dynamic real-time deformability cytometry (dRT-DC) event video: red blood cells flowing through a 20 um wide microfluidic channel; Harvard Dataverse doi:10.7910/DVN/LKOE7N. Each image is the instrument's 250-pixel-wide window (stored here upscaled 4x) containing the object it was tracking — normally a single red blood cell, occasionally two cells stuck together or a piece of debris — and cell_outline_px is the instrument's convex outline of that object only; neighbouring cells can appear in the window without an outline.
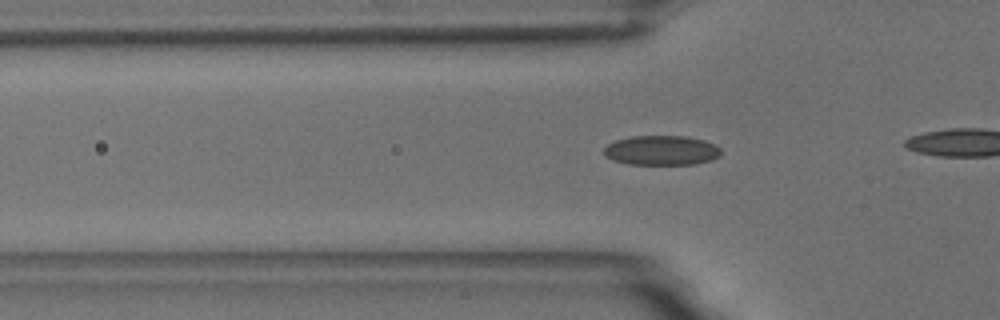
{"species": "common noctule bat (a hibernating species)", "species_latin": "Nyctalus noctula", "temperature_condition": "room temperature", "stored_images_in_passage": 31, "camera_frame_rate_fps": 3000, "um_per_image_px": 0.085, "animal": {"sex": "male", "body_mass_g": 18.8}, "frame": {"image": 1, "passage_image": 5, "time_ms": 1.333, "image_size_px": [1000, 320], "cell_outline_px": [[720, 156], [712, 160], [696, 164], [628, 164], [612, 160], [604, 152], [604, 148], [608, 144], [616, 140], [632, 136], [688, 136], [704, 140], [716, 144], [720, 148]], "centroid_in_image_um": [56.27, 12.78], "position_along_channel_um": 69.5, "area_um2": 20.29}}
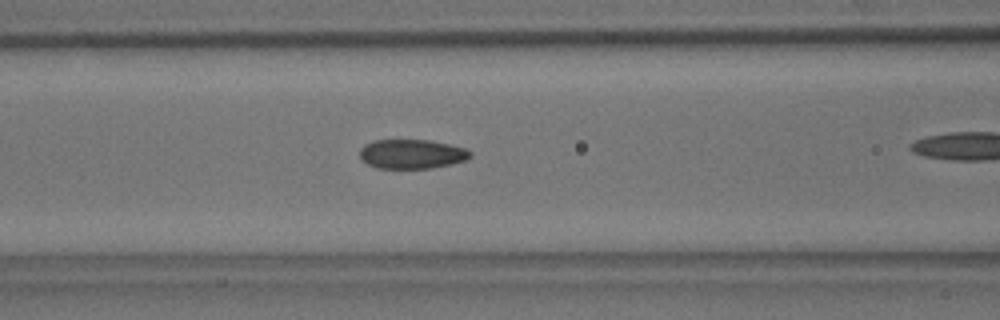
{"frame": {"image": 2, "passage_image": 10, "time_ms": 3.0, "image_size_px": [1000, 320], "cell_outline_px": [[472, 156], [464, 160], [432, 168], [376, 168], [368, 164], [360, 156], [360, 148], [364, 144], [372, 140], [428, 140], [448, 144], [464, 148], [472, 152]], "centroid_in_image_um": [34.97, 13.08], "position_along_channel_um": 131.6, "area_um2": 18.73}}